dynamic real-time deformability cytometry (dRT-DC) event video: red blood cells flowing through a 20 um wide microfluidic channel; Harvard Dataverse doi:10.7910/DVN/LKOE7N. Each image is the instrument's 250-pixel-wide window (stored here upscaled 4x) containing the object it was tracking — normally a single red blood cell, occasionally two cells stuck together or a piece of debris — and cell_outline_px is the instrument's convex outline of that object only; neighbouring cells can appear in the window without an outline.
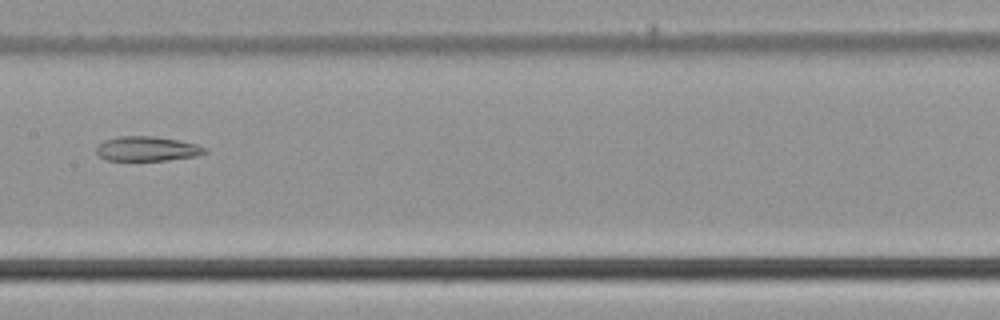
{"species": "common noctule bat (a hibernating species)", "species_latin": "Nyctalus noctula", "temperature_condition": "cold", "stored_images_in_passage": 49, "segment_of_instrument_passage": [2, 2], "camera_frame_rate_fps": 3000, "um_per_image_px": 0.085, "animal": {"sex": "male", "body_mass_g": 21.5, "forearm_length_mm": 52.0}, "frame": {"image": 1, "passage_image": 25, "time_ms": 8.0, "image_size_px": [1000, 320], "cell_outline_px": [[208, 152], [196, 156], [168, 160], [108, 160], [100, 156], [96, 152], [96, 144], [104, 140], [120, 136], [152, 136], [180, 140], [196, 144], [208, 148]], "centroid_in_image_um": [12.52, 12.64], "position_along_channel_um": 194.9, "area_um2": 15.66}}
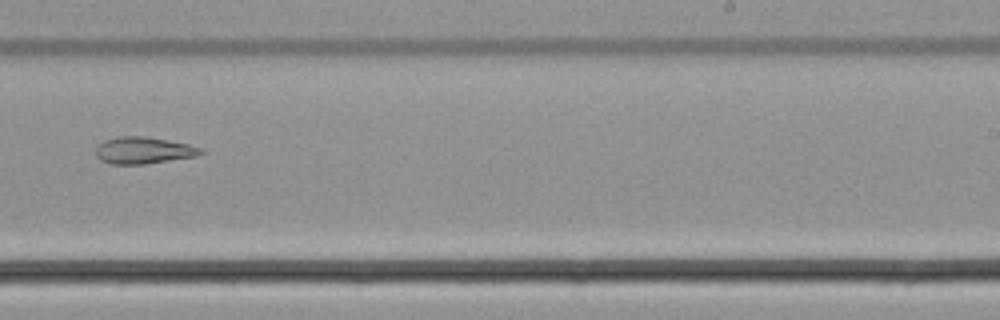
{"frame": {"image": 2, "passage_image": 31, "time_ms": 10.0, "image_size_px": [1000, 320], "cell_outline_px": [[204, 152], [196, 156], [144, 164], [112, 164], [100, 160], [96, 156], [96, 148], [104, 140], [120, 136], [144, 136], [168, 140], [188, 144], [204, 148]], "centroid_in_image_um": [12.21, 12.78], "position_along_channel_um": 276.8, "area_um2": 16.36}}
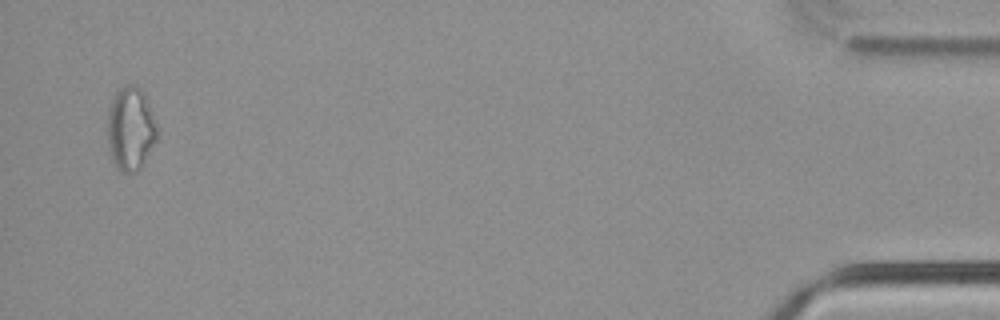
{"frame": {"image": 3, "passage_image": 48, "time_ms": 15.667, "image_size_px": [1000, 320], "cell_outline_px": [[156, 140], [140, 168], [136, 172], [124, 172], [116, 168], [112, 160], [108, 144], [108, 112], [112, 96], [124, 84], [132, 84], [140, 88], [144, 92], [148, 100], [156, 128]], "centroid_in_image_um": [11.07, 10.91], "position_along_channel_um": 424.1, "area_um2": 23.99}}